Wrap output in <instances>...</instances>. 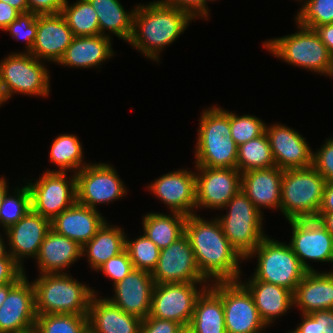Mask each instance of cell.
<instances>
[{"label":"cell","mask_w":333,"mask_h":333,"mask_svg":"<svg viewBox=\"0 0 333 333\" xmlns=\"http://www.w3.org/2000/svg\"><path fill=\"white\" fill-rule=\"evenodd\" d=\"M185 234L190 241L201 275L209 283L241 279L239 262L245 259L226 238L216 217L209 222L197 214L187 216Z\"/></svg>","instance_id":"1"},{"label":"cell","mask_w":333,"mask_h":333,"mask_svg":"<svg viewBox=\"0 0 333 333\" xmlns=\"http://www.w3.org/2000/svg\"><path fill=\"white\" fill-rule=\"evenodd\" d=\"M193 19L184 11L160 2L136 5L128 42L146 58L159 62L160 52L184 33Z\"/></svg>","instance_id":"2"},{"label":"cell","mask_w":333,"mask_h":333,"mask_svg":"<svg viewBox=\"0 0 333 333\" xmlns=\"http://www.w3.org/2000/svg\"><path fill=\"white\" fill-rule=\"evenodd\" d=\"M238 146L231 136L230 111L213 106L200 117L195 166L236 168Z\"/></svg>","instance_id":"3"},{"label":"cell","mask_w":333,"mask_h":333,"mask_svg":"<svg viewBox=\"0 0 333 333\" xmlns=\"http://www.w3.org/2000/svg\"><path fill=\"white\" fill-rule=\"evenodd\" d=\"M37 315H88L94 289L68 273L40 274L33 282Z\"/></svg>","instance_id":"4"},{"label":"cell","mask_w":333,"mask_h":333,"mask_svg":"<svg viewBox=\"0 0 333 333\" xmlns=\"http://www.w3.org/2000/svg\"><path fill=\"white\" fill-rule=\"evenodd\" d=\"M326 181L313 167L287 169L281 179L280 211L287 220L316 219Z\"/></svg>","instance_id":"5"},{"label":"cell","mask_w":333,"mask_h":333,"mask_svg":"<svg viewBox=\"0 0 333 333\" xmlns=\"http://www.w3.org/2000/svg\"><path fill=\"white\" fill-rule=\"evenodd\" d=\"M297 28L299 30L293 34L265 41L264 48L283 62L329 76L333 57L326 45L315 30L298 24Z\"/></svg>","instance_id":"6"},{"label":"cell","mask_w":333,"mask_h":333,"mask_svg":"<svg viewBox=\"0 0 333 333\" xmlns=\"http://www.w3.org/2000/svg\"><path fill=\"white\" fill-rule=\"evenodd\" d=\"M254 256L257 257L258 264L252 278L248 280L275 284L294 293L307 273L289 244L268 236L245 259L248 260Z\"/></svg>","instance_id":"7"},{"label":"cell","mask_w":333,"mask_h":333,"mask_svg":"<svg viewBox=\"0 0 333 333\" xmlns=\"http://www.w3.org/2000/svg\"><path fill=\"white\" fill-rule=\"evenodd\" d=\"M229 209L219 220L224 235L245 259L267 236L263 230V212L240 190L223 207Z\"/></svg>","instance_id":"8"},{"label":"cell","mask_w":333,"mask_h":333,"mask_svg":"<svg viewBox=\"0 0 333 333\" xmlns=\"http://www.w3.org/2000/svg\"><path fill=\"white\" fill-rule=\"evenodd\" d=\"M44 62L27 52H15L0 61V78L4 94L43 96L50 92V72Z\"/></svg>","instance_id":"9"},{"label":"cell","mask_w":333,"mask_h":333,"mask_svg":"<svg viewBox=\"0 0 333 333\" xmlns=\"http://www.w3.org/2000/svg\"><path fill=\"white\" fill-rule=\"evenodd\" d=\"M210 286L222 297L226 333H263L267 325L252 294L240 281L215 282Z\"/></svg>","instance_id":"10"},{"label":"cell","mask_w":333,"mask_h":333,"mask_svg":"<svg viewBox=\"0 0 333 333\" xmlns=\"http://www.w3.org/2000/svg\"><path fill=\"white\" fill-rule=\"evenodd\" d=\"M31 193V209L52 220L77 202L76 176L66 172L44 171L34 183H27Z\"/></svg>","instance_id":"11"},{"label":"cell","mask_w":333,"mask_h":333,"mask_svg":"<svg viewBox=\"0 0 333 333\" xmlns=\"http://www.w3.org/2000/svg\"><path fill=\"white\" fill-rule=\"evenodd\" d=\"M77 203L96 209V204L111 203L126 196L124 182L109 163H94L76 174Z\"/></svg>","instance_id":"12"},{"label":"cell","mask_w":333,"mask_h":333,"mask_svg":"<svg viewBox=\"0 0 333 333\" xmlns=\"http://www.w3.org/2000/svg\"><path fill=\"white\" fill-rule=\"evenodd\" d=\"M209 285L208 282L155 284L150 316L172 320L181 326L190 325L196 299Z\"/></svg>","instance_id":"13"},{"label":"cell","mask_w":333,"mask_h":333,"mask_svg":"<svg viewBox=\"0 0 333 333\" xmlns=\"http://www.w3.org/2000/svg\"><path fill=\"white\" fill-rule=\"evenodd\" d=\"M151 274L155 284L208 282L201 275L185 233L161 250L157 266Z\"/></svg>","instance_id":"14"},{"label":"cell","mask_w":333,"mask_h":333,"mask_svg":"<svg viewBox=\"0 0 333 333\" xmlns=\"http://www.w3.org/2000/svg\"><path fill=\"white\" fill-rule=\"evenodd\" d=\"M288 221L292 227L289 245L307 271H315L307 260L333 263V236L318 219Z\"/></svg>","instance_id":"15"},{"label":"cell","mask_w":333,"mask_h":333,"mask_svg":"<svg viewBox=\"0 0 333 333\" xmlns=\"http://www.w3.org/2000/svg\"><path fill=\"white\" fill-rule=\"evenodd\" d=\"M196 168V209L221 210L241 190L242 173L237 168Z\"/></svg>","instance_id":"16"},{"label":"cell","mask_w":333,"mask_h":333,"mask_svg":"<svg viewBox=\"0 0 333 333\" xmlns=\"http://www.w3.org/2000/svg\"><path fill=\"white\" fill-rule=\"evenodd\" d=\"M36 318L34 285L25 275L0 307V333H34Z\"/></svg>","instance_id":"17"},{"label":"cell","mask_w":333,"mask_h":333,"mask_svg":"<svg viewBox=\"0 0 333 333\" xmlns=\"http://www.w3.org/2000/svg\"><path fill=\"white\" fill-rule=\"evenodd\" d=\"M276 167L281 170L307 168L313 164V152L306 138L283 124L266 125Z\"/></svg>","instance_id":"18"},{"label":"cell","mask_w":333,"mask_h":333,"mask_svg":"<svg viewBox=\"0 0 333 333\" xmlns=\"http://www.w3.org/2000/svg\"><path fill=\"white\" fill-rule=\"evenodd\" d=\"M196 172L180 169L158 177L147 186L157 198L170 208L186 216L196 214Z\"/></svg>","instance_id":"19"},{"label":"cell","mask_w":333,"mask_h":333,"mask_svg":"<svg viewBox=\"0 0 333 333\" xmlns=\"http://www.w3.org/2000/svg\"><path fill=\"white\" fill-rule=\"evenodd\" d=\"M51 230V220L42 217L32 209L16 224L5 230L8 239L9 254L24 269L23 259L36 258L40 246Z\"/></svg>","instance_id":"20"},{"label":"cell","mask_w":333,"mask_h":333,"mask_svg":"<svg viewBox=\"0 0 333 333\" xmlns=\"http://www.w3.org/2000/svg\"><path fill=\"white\" fill-rule=\"evenodd\" d=\"M113 286L114 297L107 298L111 303L142 320L150 315L155 286L151 272L133 269Z\"/></svg>","instance_id":"21"},{"label":"cell","mask_w":333,"mask_h":333,"mask_svg":"<svg viewBox=\"0 0 333 333\" xmlns=\"http://www.w3.org/2000/svg\"><path fill=\"white\" fill-rule=\"evenodd\" d=\"M74 38L61 13L37 15V34L31 51L39 60L58 63Z\"/></svg>","instance_id":"22"},{"label":"cell","mask_w":333,"mask_h":333,"mask_svg":"<svg viewBox=\"0 0 333 333\" xmlns=\"http://www.w3.org/2000/svg\"><path fill=\"white\" fill-rule=\"evenodd\" d=\"M101 215L97 209L76 202L51 220V229L83 246L106 222Z\"/></svg>","instance_id":"23"},{"label":"cell","mask_w":333,"mask_h":333,"mask_svg":"<svg viewBox=\"0 0 333 333\" xmlns=\"http://www.w3.org/2000/svg\"><path fill=\"white\" fill-rule=\"evenodd\" d=\"M283 172L274 166L242 173L241 190L260 212L264 207L280 210Z\"/></svg>","instance_id":"24"},{"label":"cell","mask_w":333,"mask_h":333,"mask_svg":"<svg viewBox=\"0 0 333 333\" xmlns=\"http://www.w3.org/2000/svg\"><path fill=\"white\" fill-rule=\"evenodd\" d=\"M89 333H140L142 319L128 314L111 303L107 297L95 294L88 309Z\"/></svg>","instance_id":"25"},{"label":"cell","mask_w":333,"mask_h":333,"mask_svg":"<svg viewBox=\"0 0 333 333\" xmlns=\"http://www.w3.org/2000/svg\"><path fill=\"white\" fill-rule=\"evenodd\" d=\"M300 313L333 309V270L307 271L293 293V307Z\"/></svg>","instance_id":"26"},{"label":"cell","mask_w":333,"mask_h":333,"mask_svg":"<svg viewBox=\"0 0 333 333\" xmlns=\"http://www.w3.org/2000/svg\"><path fill=\"white\" fill-rule=\"evenodd\" d=\"M82 246L66 236L55 233L52 229L44 238L36 257L40 274L63 272L82 257ZM71 264V265H70Z\"/></svg>","instance_id":"27"},{"label":"cell","mask_w":333,"mask_h":333,"mask_svg":"<svg viewBox=\"0 0 333 333\" xmlns=\"http://www.w3.org/2000/svg\"><path fill=\"white\" fill-rule=\"evenodd\" d=\"M111 41V37L100 34L74 37L57 64L86 69L100 66L115 54Z\"/></svg>","instance_id":"28"},{"label":"cell","mask_w":333,"mask_h":333,"mask_svg":"<svg viewBox=\"0 0 333 333\" xmlns=\"http://www.w3.org/2000/svg\"><path fill=\"white\" fill-rule=\"evenodd\" d=\"M252 294L256 308L267 326L293 307V293L281 286L260 280L243 283Z\"/></svg>","instance_id":"29"},{"label":"cell","mask_w":333,"mask_h":333,"mask_svg":"<svg viewBox=\"0 0 333 333\" xmlns=\"http://www.w3.org/2000/svg\"><path fill=\"white\" fill-rule=\"evenodd\" d=\"M108 224L106 221L96 235L82 246V256L88 257L87 260L94 271L125 250L124 230Z\"/></svg>","instance_id":"30"},{"label":"cell","mask_w":333,"mask_h":333,"mask_svg":"<svg viewBox=\"0 0 333 333\" xmlns=\"http://www.w3.org/2000/svg\"><path fill=\"white\" fill-rule=\"evenodd\" d=\"M190 326L194 333H226L222 297L210 285L196 299Z\"/></svg>","instance_id":"31"},{"label":"cell","mask_w":333,"mask_h":333,"mask_svg":"<svg viewBox=\"0 0 333 333\" xmlns=\"http://www.w3.org/2000/svg\"><path fill=\"white\" fill-rule=\"evenodd\" d=\"M98 16L100 35L109 36L110 31L120 39L129 42L133 31V16L135 9L125 11L119 0H88ZM105 32V33H104Z\"/></svg>","instance_id":"32"},{"label":"cell","mask_w":333,"mask_h":333,"mask_svg":"<svg viewBox=\"0 0 333 333\" xmlns=\"http://www.w3.org/2000/svg\"><path fill=\"white\" fill-rule=\"evenodd\" d=\"M186 219L187 216L179 212H171L170 215L146 213L142 219L143 234L162 250L185 233Z\"/></svg>","instance_id":"33"},{"label":"cell","mask_w":333,"mask_h":333,"mask_svg":"<svg viewBox=\"0 0 333 333\" xmlns=\"http://www.w3.org/2000/svg\"><path fill=\"white\" fill-rule=\"evenodd\" d=\"M50 161L57 165L59 170H46V172H68L76 174L89 163L83 162L82 143L74 134L58 135L50 148Z\"/></svg>","instance_id":"34"},{"label":"cell","mask_w":333,"mask_h":333,"mask_svg":"<svg viewBox=\"0 0 333 333\" xmlns=\"http://www.w3.org/2000/svg\"><path fill=\"white\" fill-rule=\"evenodd\" d=\"M65 0L61 14L72 30L74 37L100 34L98 16L88 0H77L72 5Z\"/></svg>","instance_id":"35"},{"label":"cell","mask_w":333,"mask_h":333,"mask_svg":"<svg viewBox=\"0 0 333 333\" xmlns=\"http://www.w3.org/2000/svg\"><path fill=\"white\" fill-rule=\"evenodd\" d=\"M271 147L267 134L249 140L238 146V157L236 168L241 172L253 169L274 167Z\"/></svg>","instance_id":"36"},{"label":"cell","mask_w":333,"mask_h":333,"mask_svg":"<svg viewBox=\"0 0 333 333\" xmlns=\"http://www.w3.org/2000/svg\"><path fill=\"white\" fill-rule=\"evenodd\" d=\"M34 333H89L87 315H37Z\"/></svg>","instance_id":"37"},{"label":"cell","mask_w":333,"mask_h":333,"mask_svg":"<svg viewBox=\"0 0 333 333\" xmlns=\"http://www.w3.org/2000/svg\"><path fill=\"white\" fill-rule=\"evenodd\" d=\"M13 190L14 195L6 193L0 208V226L4 231L31 210V193L28 185Z\"/></svg>","instance_id":"38"},{"label":"cell","mask_w":333,"mask_h":333,"mask_svg":"<svg viewBox=\"0 0 333 333\" xmlns=\"http://www.w3.org/2000/svg\"><path fill=\"white\" fill-rule=\"evenodd\" d=\"M125 236V250L128 252L134 269L153 272L156 268L161 250L144 234L135 240Z\"/></svg>","instance_id":"39"},{"label":"cell","mask_w":333,"mask_h":333,"mask_svg":"<svg viewBox=\"0 0 333 333\" xmlns=\"http://www.w3.org/2000/svg\"><path fill=\"white\" fill-rule=\"evenodd\" d=\"M301 7L296 24L313 29L333 23V0H305Z\"/></svg>","instance_id":"40"},{"label":"cell","mask_w":333,"mask_h":333,"mask_svg":"<svg viewBox=\"0 0 333 333\" xmlns=\"http://www.w3.org/2000/svg\"><path fill=\"white\" fill-rule=\"evenodd\" d=\"M231 136L237 146L252 140L265 132L266 122L253 115H240L230 112Z\"/></svg>","instance_id":"41"},{"label":"cell","mask_w":333,"mask_h":333,"mask_svg":"<svg viewBox=\"0 0 333 333\" xmlns=\"http://www.w3.org/2000/svg\"><path fill=\"white\" fill-rule=\"evenodd\" d=\"M4 31H8L17 41H25V52L29 53L36 39L37 15L31 12L21 13Z\"/></svg>","instance_id":"42"},{"label":"cell","mask_w":333,"mask_h":333,"mask_svg":"<svg viewBox=\"0 0 333 333\" xmlns=\"http://www.w3.org/2000/svg\"><path fill=\"white\" fill-rule=\"evenodd\" d=\"M134 266L130 260L129 254L126 250L119 255L110 258L105 262L98 271L103 272L105 276L113 281V285L123 280L132 270Z\"/></svg>","instance_id":"43"},{"label":"cell","mask_w":333,"mask_h":333,"mask_svg":"<svg viewBox=\"0 0 333 333\" xmlns=\"http://www.w3.org/2000/svg\"><path fill=\"white\" fill-rule=\"evenodd\" d=\"M317 152H313L312 166L324 177L326 182H333V137L327 138Z\"/></svg>","instance_id":"44"},{"label":"cell","mask_w":333,"mask_h":333,"mask_svg":"<svg viewBox=\"0 0 333 333\" xmlns=\"http://www.w3.org/2000/svg\"><path fill=\"white\" fill-rule=\"evenodd\" d=\"M24 276L25 269L10 254L0 258V285L18 283Z\"/></svg>","instance_id":"45"},{"label":"cell","mask_w":333,"mask_h":333,"mask_svg":"<svg viewBox=\"0 0 333 333\" xmlns=\"http://www.w3.org/2000/svg\"><path fill=\"white\" fill-rule=\"evenodd\" d=\"M180 324L172 320H165L148 315L142 320L140 333H176Z\"/></svg>","instance_id":"46"},{"label":"cell","mask_w":333,"mask_h":333,"mask_svg":"<svg viewBox=\"0 0 333 333\" xmlns=\"http://www.w3.org/2000/svg\"><path fill=\"white\" fill-rule=\"evenodd\" d=\"M29 12L36 15L61 13L65 0H27Z\"/></svg>","instance_id":"47"},{"label":"cell","mask_w":333,"mask_h":333,"mask_svg":"<svg viewBox=\"0 0 333 333\" xmlns=\"http://www.w3.org/2000/svg\"><path fill=\"white\" fill-rule=\"evenodd\" d=\"M186 12L192 19L203 18V0H159Z\"/></svg>","instance_id":"48"},{"label":"cell","mask_w":333,"mask_h":333,"mask_svg":"<svg viewBox=\"0 0 333 333\" xmlns=\"http://www.w3.org/2000/svg\"><path fill=\"white\" fill-rule=\"evenodd\" d=\"M316 322L317 333H333V309L309 313Z\"/></svg>","instance_id":"49"},{"label":"cell","mask_w":333,"mask_h":333,"mask_svg":"<svg viewBox=\"0 0 333 333\" xmlns=\"http://www.w3.org/2000/svg\"><path fill=\"white\" fill-rule=\"evenodd\" d=\"M20 14L10 4L0 1V29L4 31Z\"/></svg>","instance_id":"50"},{"label":"cell","mask_w":333,"mask_h":333,"mask_svg":"<svg viewBox=\"0 0 333 333\" xmlns=\"http://www.w3.org/2000/svg\"><path fill=\"white\" fill-rule=\"evenodd\" d=\"M320 40L326 45L328 52L333 57V23L313 28Z\"/></svg>","instance_id":"51"},{"label":"cell","mask_w":333,"mask_h":333,"mask_svg":"<svg viewBox=\"0 0 333 333\" xmlns=\"http://www.w3.org/2000/svg\"><path fill=\"white\" fill-rule=\"evenodd\" d=\"M318 213H333V182H326Z\"/></svg>","instance_id":"52"},{"label":"cell","mask_w":333,"mask_h":333,"mask_svg":"<svg viewBox=\"0 0 333 333\" xmlns=\"http://www.w3.org/2000/svg\"><path fill=\"white\" fill-rule=\"evenodd\" d=\"M302 323L297 325V328L294 330L297 333H317L316 330V322L315 320L309 315L302 313Z\"/></svg>","instance_id":"53"},{"label":"cell","mask_w":333,"mask_h":333,"mask_svg":"<svg viewBox=\"0 0 333 333\" xmlns=\"http://www.w3.org/2000/svg\"><path fill=\"white\" fill-rule=\"evenodd\" d=\"M333 236V213H318L317 218Z\"/></svg>","instance_id":"54"},{"label":"cell","mask_w":333,"mask_h":333,"mask_svg":"<svg viewBox=\"0 0 333 333\" xmlns=\"http://www.w3.org/2000/svg\"><path fill=\"white\" fill-rule=\"evenodd\" d=\"M2 2H6L10 4L12 7L17 9L20 13H28L29 7L27 0H0Z\"/></svg>","instance_id":"55"},{"label":"cell","mask_w":333,"mask_h":333,"mask_svg":"<svg viewBox=\"0 0 333 333\" xmlns=\"http://www.w3.org/2000/svg\"><path fill=\"white\" fill-rule=\"evenodd\" d=\"M17 283H7L4 285H0V307L6 299L9 291L16 285Z\"/></svg>","instance_id":"56"},{"label":"cell","mask_w":333,"mask_h":333,"mask_svg":"<svg viewBox=\"0 0 333 333\" xmlns=\"http://www.w3.org/2000/svg\"><path fill=\"white\" fill-rule=\"evenodd\" d=\"M8 184L7 181L5 179V177H0V208H1V204L2 201L4 199V196L6 195V193L8 192Z\"/></svg>","instance_id":"57"},{"label":"cell","mask_w":333,"mask_h":333,"mask_svg":"<svg viewBox=\"0 0 333 333\" xmlns=\"http://www.w3.org/2000/svg\"><path fill=\"white\" fill-rule=\"evenodd\" d=\"M3 235L0 234V258L1 257H7L9 255V252H7L8 247L5 246V241L2 239ZM7 248V249H6Z\"/></svg>","instance_id":"58"},{"label":"cell","mask_w":333,"mask_h":333,"mask_svg":"<svg viewBox=\"0 0 333 333\" xmlns=\"http://www.w3.org/2000/svg\"><path fill=\"white\" fill-rule=\"evenodd\" d=\"M176 333H194V331L190 325H184L180 326Z\"/></svg>","instance_id":"59"},{"label":"cell","mask_w":333,"mask_h":333,"mask_svg":"<svg viewBox=\"0 0 333 333\" xmlns=\"http://www.w3.org/2000/svg\"><path fill=\"white\" fill-rule=\"evenodd\" d=\"M207 1H217V0H203V18L208 20V15L210 13H209L208 6L206 5Z\"/></svg>","instance_id":"60"},{"label":"cell","mask_w":333,"mask_h":333,"mask_svg":"<svg viewBox=\"0 0 333 333\" xmlns=\"http://www.w3.org/2000/svg\"><path fill=\"white\" fill-rule=\"evenodd\" d=\"M4 102H7V98L4 94L2 83H1V78H0V106H2V104Z\"/></svg>","instance_id":"61"},{"label":"cell","mask_w":333,"mask_h":333,"mask_svg":"<svg viewBox=\"0 0 333 333\" xmlns=\"http://www.w3.org/2000/svg\"><path fill=\"white\" fill-rule=\"evenodd\" d=\"M332 76H333V68L331 70V73H330L329 77L331 78ZM332 79H333V77H332Z\"/></svg>","instance_id":"62"}]
</instances>
